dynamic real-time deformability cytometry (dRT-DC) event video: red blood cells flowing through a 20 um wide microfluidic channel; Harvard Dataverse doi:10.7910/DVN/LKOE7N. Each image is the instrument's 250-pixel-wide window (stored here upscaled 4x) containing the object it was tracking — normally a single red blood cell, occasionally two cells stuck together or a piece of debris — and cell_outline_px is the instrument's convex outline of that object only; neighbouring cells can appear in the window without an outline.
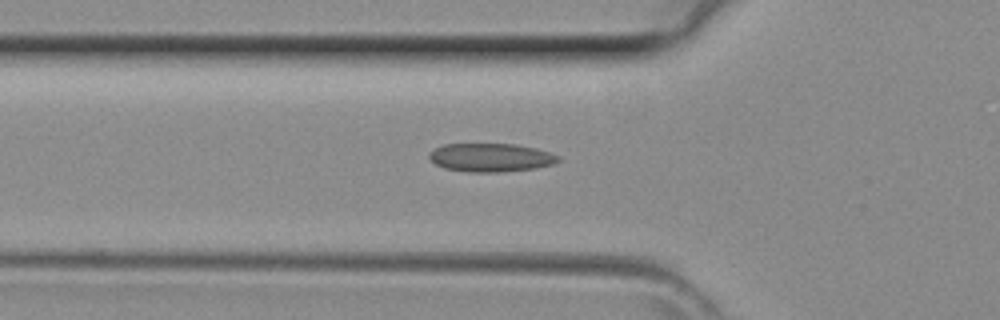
{"species": "common noctule bat (a hibernating species)", "species_latin": "Nyctalus noctula", "temperature_condition": "room temperature", "stored_images_in_passage": 32, "camera_frame_rate_fps": 3000, "um_per_image_px": 0.085, "animal": {"sex": "female", "body_mass_g": 29.2, "forearm_length_mm": 56.3}, "frame": {"image": 1, "passage_image": 8, "time_ms": 2.333, "image_size_px": [1000, 320], "cell_outline_px": [[560, 160], [552, 164], [536, 168], [500, 172], [468, 172], [444, 168], [436, 164], [428, 156], [428, 152], [444, 144], [516, 144], [536, 148], [560, 156]], "centroid_in_image_um": [41.71, 13.39], "position_along_channel_um": 84.1, "area_um2": 21.39}}
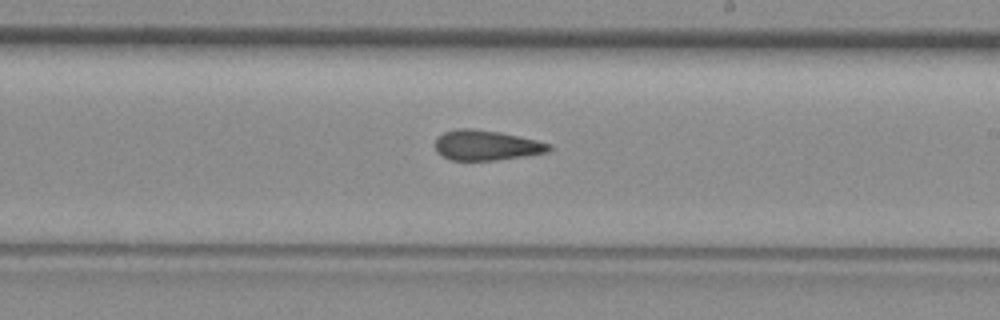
{"frame": {"image": 2, "passage_image": 18, "time_ms": 5.667, "image_size_px": [1000, 320], "cell_outline_px": [[552, 148], [548, 152], [496, 160], [452, 160], [436, 152], [436, 136], [444, 132], [456, 128], [472, 128], [500, 132], [536, 140], [552, 144]], "centroid_in_image_um": [41.32, 12.34], "position_along_channel_um": 247.7, "area_um2": 19.94}}
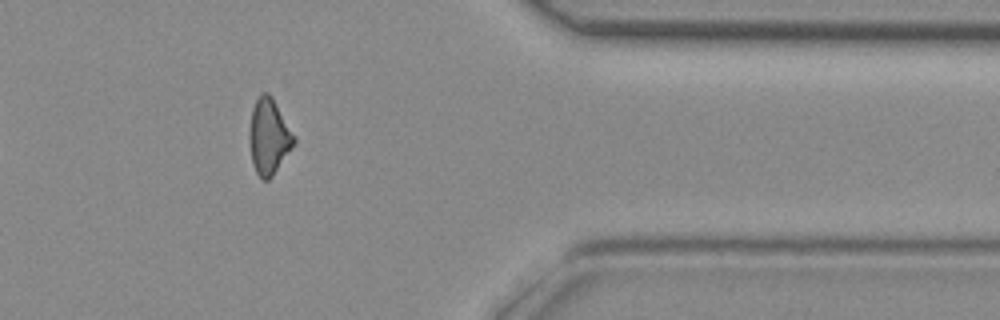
{"frame": {"image": 3, "passage_image": 28, "time_ms": 9.0, "image_size_px": [1000, 320], "cell_outline_px": [[296, 140], [272, 176], [268, 180], [264, 180], [256, 172], [252, 160], [248, 136], [252, 108], [260, 92], [268, 92], [272, 96]], "centroid_in_image_um": [22.81, 11.57], "position_along_channel_um": 388.6, "area_um2": 19.19}}